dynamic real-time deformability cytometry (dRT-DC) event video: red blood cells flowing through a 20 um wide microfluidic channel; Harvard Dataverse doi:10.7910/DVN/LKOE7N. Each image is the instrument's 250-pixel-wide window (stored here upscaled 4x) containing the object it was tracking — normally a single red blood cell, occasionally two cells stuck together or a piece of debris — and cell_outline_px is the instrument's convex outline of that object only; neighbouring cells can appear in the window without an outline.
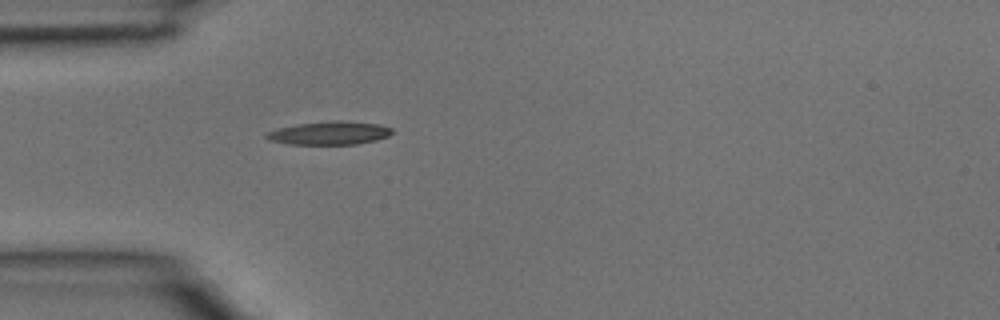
{"species": "common noctule bat (a hibernating species)", "species_latin": "Nyctalus noctula", "temperature_condition": "room temperature", "stored_images_in_passage": 2, "camera_frame_rate_fps": 3000, "um_per_image_px": 0.085, "animal": {"sex": "male", "body_mass_g": 15.6}, "frame": {"image": 1, "passage_image": 2, "time_ms": 0.333, "image_size_px": [1000, 320], "cell_outline_px": [[396, 132], [388, 136], [376, 140], [356, 144], [288, 144], [268, 140], [264, 136], [268, 132], [280, 128], [300, 124], [332, 120], [340, 120], [380, 124], [392, 128]], "centroid_in_image_um": [28.06, 11.31], "position_along_channel_um": 56.9, "area_um2": 17.05}}